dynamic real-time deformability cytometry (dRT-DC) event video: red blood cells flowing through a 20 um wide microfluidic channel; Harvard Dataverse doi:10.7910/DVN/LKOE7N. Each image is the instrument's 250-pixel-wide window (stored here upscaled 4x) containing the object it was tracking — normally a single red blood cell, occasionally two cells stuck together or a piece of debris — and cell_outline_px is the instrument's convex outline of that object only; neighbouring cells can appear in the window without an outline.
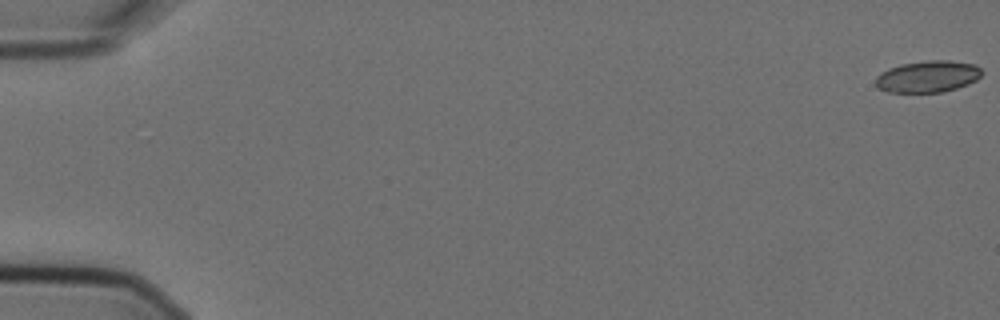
{"species": "Egyptian fruit bat (a non-hibernating species)", "species_latin": "Rousettus aegyptiacus", "temperature_condition": "cold", "stored_images_in_passage": 6, "camera_frame_rate_fps": 3000, "um_per_image_px": 0.085, "animal": {"sex": "female"}, "frame": {"image": 1, "passage_image": 1, "time_ms": 0.0, "image_size_px": [1000, 320], "cell_outline_px": [[980, 76], [976, 80], [968, 84], [944, 92], [888, 92], [880, 88], [876, 84], [876, 76], [880, 72], [888, 68], [900, 64], [928, 60], [948, 60], [976, 64], [980, 68]], "centroid_in_image_um": [78.85, 6.49], "position_along_channel_um": 6.2, "area_um2": 19.59}}
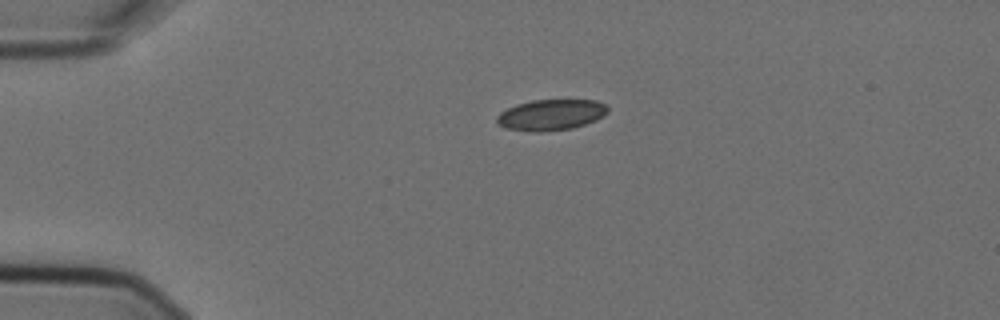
{"frame": {"image": 2, "passage_image": 5, "time_ms": 1.333, "image_size_px": [1000, 320], "cell_outline_px": [[608, 112], [604, 116], [596, 120], [572, 128], [540, 132], [532, 132], [504, 128], [496, 124], [496, 116], [500, 112], [516, 104], [532, 100], [596, 100], [604, 104], [608, 108]], "centroid_in_image_um": [46.8, 9.76], "position_along_channel_um": 38.2, "area_um2": 20.11}}